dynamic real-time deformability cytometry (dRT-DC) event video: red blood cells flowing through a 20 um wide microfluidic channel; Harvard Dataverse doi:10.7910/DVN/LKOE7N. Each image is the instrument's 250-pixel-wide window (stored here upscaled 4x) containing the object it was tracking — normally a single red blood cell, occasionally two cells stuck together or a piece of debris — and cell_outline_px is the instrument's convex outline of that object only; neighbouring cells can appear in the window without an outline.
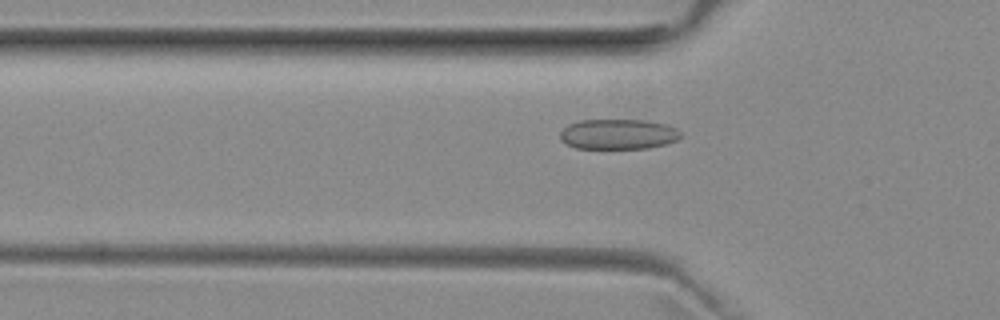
{"species": "common noctule bat (a hibernating species)", "species_latin": "Nyctalus noctula", "temperature_condition": "room temperature", "stored_images_in_passage": 28, "camera_frame_rate_fps": 3000, "um_per_image_px": 0.085, "animal": {"sex": "female", "body_mass_g": 29.2, "forearm_length_mm": 56.3}, "frame": {"image": 1, "passage_image": 5, "time_ms": 1.333, "image_size_px": [1000, 320], "cell_outline_px": [[680, 136], [676, 140], [664, 144], [648, 148], [576, 148], [560, 140], [560, 132], [568, 124], [580, 120], [644, 120], [668, 124], [676, 128], [680, 132]], "centroid_in_image_um": [52.53, 11.39], "position_along_channel_um": 73.3, "area_um2": 21.15}}
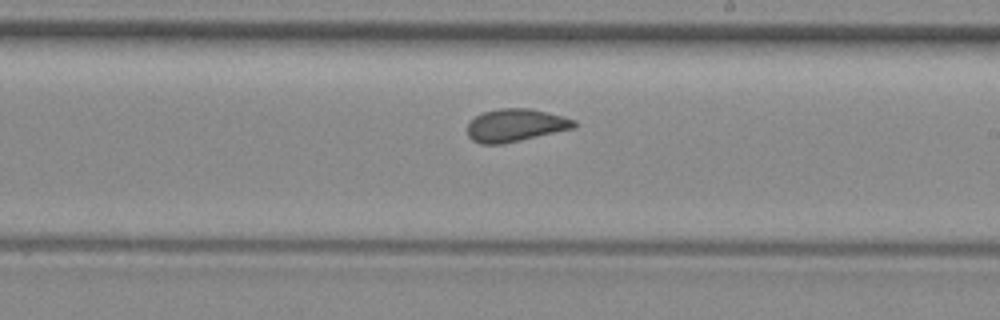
{"frame": {"image": 2, "passage_image": 18, "time_ms": 5.667, "image_size_px": [1000, 320], "cell_outline_px": [[576, 128], [504, 144], [480, 144], [472, 140], [468, 136], [468, 124], [476, 116], [484, 112], [500, 108], [528, 108], [564, 116], [576, 120]], "centroid_in_image_um": [43.85, 10.66], "position_along_channel_um": 245.2, "area_um2": 20.46}}
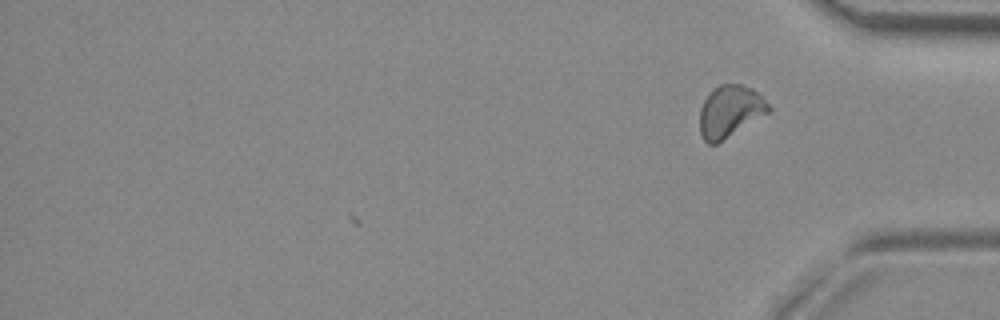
{"frame": {"image": 3, "passage_image": 28, "time_ms": 9.0, "image_size_px": [1000, 320], "cell_outline_px": [[772, 112], [716, 144], [708, 144], [704, 140], [700, 132], [700, 108], [708, 92], [712, 88], [720, 84], [740, 84], [752, 88], [772, 108]], "centroid_in_image_um": [62.06, 9.46], "position_along_channel_um": 373.1, "area_um2": 21.04}, "authors_computed_cell_mechanics": {"area_um2": 20.4901, "velocity_mm_per_s": 3.9541, "shape_relaxation_time_tau1_ms": 9.0846, "shape_relaxation_time_tau2_ms": 0.8962, "deformation_change_tau1": 0.1334, "deformation_change_tau2": 0.0766}}